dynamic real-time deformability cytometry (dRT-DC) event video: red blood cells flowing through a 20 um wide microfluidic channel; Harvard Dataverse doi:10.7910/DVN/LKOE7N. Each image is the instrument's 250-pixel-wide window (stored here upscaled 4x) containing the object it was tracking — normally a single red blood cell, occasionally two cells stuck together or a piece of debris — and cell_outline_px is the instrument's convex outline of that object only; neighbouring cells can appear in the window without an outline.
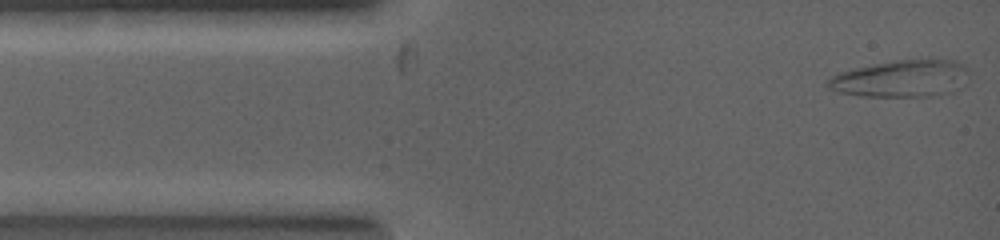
{"species": "common noctule bat (a hibernating species)", "species_latin": "Nyctalus noctula", "temperature_condition": "warm", "stored_images_in_passage": 32, "camera_frame_rate_fps": 5000, "um_per_image_px": 0.085, "animal": {"sex": "female", "body_mass_g": 19.0, "forearm_length_mm": 53.3}, "frame": {"image": 1, "passage_image": 1, "time_ms": 0.0, "image_size_px": [1000, 240], "cell_outline_px": [[968, 72], [940, 92], [928, 96], [860, 96], [836, 92], [828, 88], [828, 80], [832, 76], [840, 72], [852, 68], [900, 60], [952, 60], [964, 64], [968, 68]], "centroid_in_image_um": [76.38, 6.66], "position_along_channel_um": 8.6, "area_um2": 28.78}}
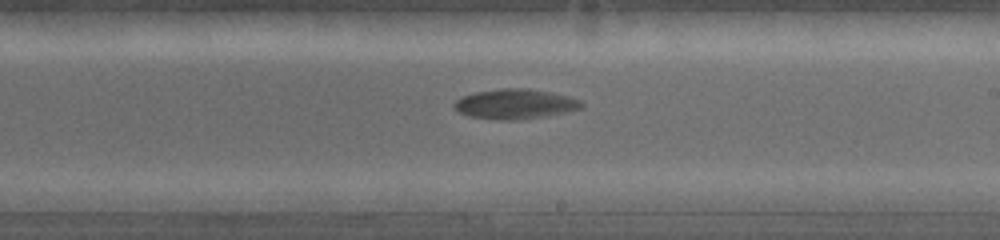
{"frame": {"image": 2, "passage_image": 25, "time_ms": 5.0, "image_size_px": [1000, 240], "cell_outline_px": [[584, 104], [580, 108], [564, 112], [544, 116], [520, 120], [500, 120], [468, 116], [460, 112], [452, 104], [456, 100], [464, 96], [476, 92], [504, 88], [528, 88], [568, 96], [580, 100]], "centroid_in_image_um": [43.77, 8.84], "position_along_channel_um": 245.2, "area_um2": 21.91}}
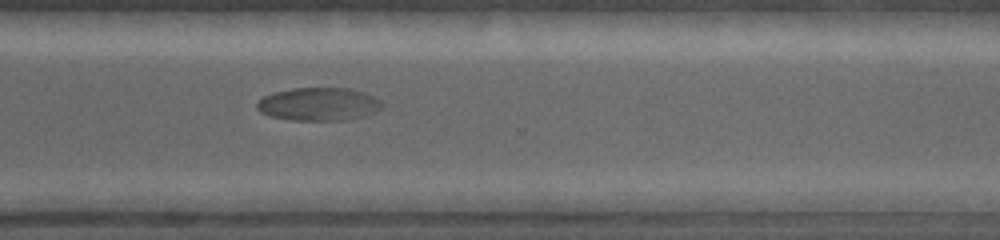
{"frame": {"image": 3, "passage_image": 32, "time_ms": 6.6, "image_size_px": [1000, 240], "cell_outline_px": [[380, 108], [364, 116], [348, 120], [292, 120], [272, 116], [260, 112], [256, 108], [256, 104], [264, 96], [276, 92], [292, 88], [348, 88], [364, 92], [380, 100]], "centroid_in_image_um": [27.06, 8.85], "position_along_channel_um": 343.5, "area_um2": 23.81}}